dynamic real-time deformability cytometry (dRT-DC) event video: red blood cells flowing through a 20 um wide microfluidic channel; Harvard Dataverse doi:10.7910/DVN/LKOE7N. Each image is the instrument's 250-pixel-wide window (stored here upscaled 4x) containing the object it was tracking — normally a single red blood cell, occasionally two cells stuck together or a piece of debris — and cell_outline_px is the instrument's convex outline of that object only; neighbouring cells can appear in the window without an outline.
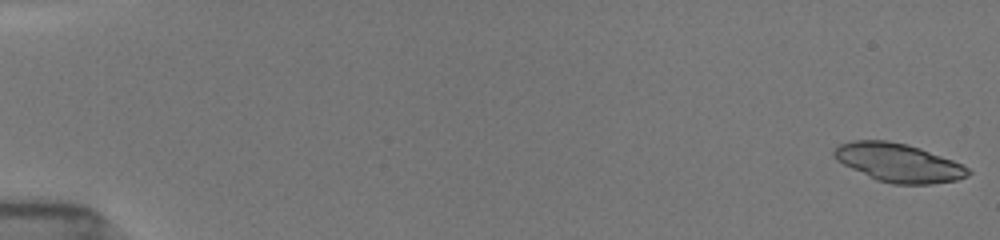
{"species": "common noctule bat (a hibernating species)", "species_latin": "Nyctalus noctula", "temperature_condition": "room temperature", "stored_images_in_passage": 25, "camera_frame_rate_fps": 3000, "um_per_image_px": 0.085, "animal": {"sex": "female", "body_mass_g": 19.5, "forearm_length_mm": 54.1}, "frame": {"image": 1, "passage_image": 1, "time_ms": 0.0, "image_size_px": [1000, 240], "cell_outline_px": [[972, 172], [968, 176], [956, 180], [932, 184], [892, 184], [876, 180], [836, 160], [832, 156], [832, 152], [840, 144], [852, 140], [888, 140], [908, 144], [920, 148], [952, 160], [968, 168]], "centroid_in_image_um": [76.36, 13.82], "position_along_channel_um": 8.6, "area_um2": 30.0}}
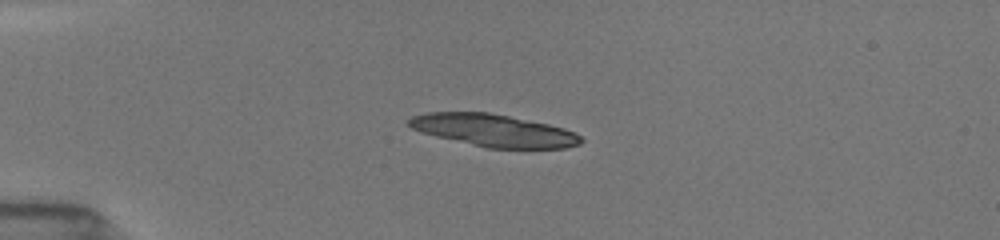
{"frame": {"image": 2, "passage_image": 14, "time_ms": 4.333, "image_size_px": [1000, 240], "cell_outline_px": [[584, 140], [580, 144], [564, 148], [484, 148], [420, 132], [412, 128], [408, 124], [408, 120], [412, 116], [428, 112], [488, 112], [548, 124], [564, 128], [576, 132]], "centroid_in_image_um": [41.97, 11.09], "position_along_channel_um": 43.0, "area_um2": 32.43}}